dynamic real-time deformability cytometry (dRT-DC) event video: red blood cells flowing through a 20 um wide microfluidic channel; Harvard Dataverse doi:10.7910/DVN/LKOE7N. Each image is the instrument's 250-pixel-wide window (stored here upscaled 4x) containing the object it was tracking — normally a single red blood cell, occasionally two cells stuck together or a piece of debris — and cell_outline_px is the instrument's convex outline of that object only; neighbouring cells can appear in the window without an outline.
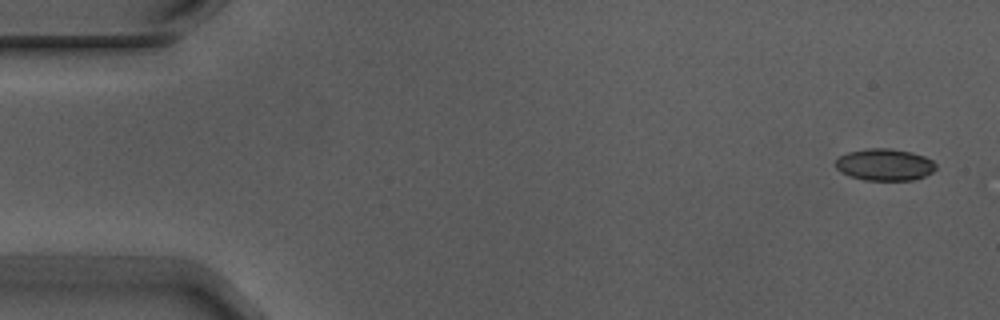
{"species": "Egyptian fruit bat (a non-hibernating species)", "species_latin": "Rousettus aegyptiacus", "temperature_condition": "warm", "stored_images_in_passage": 4, "camera_frame_rate_fps": 3000, "um_per_image_px": 0.085, "animal": {"sex": "male"}, "frame": {"image": 1, "passage_image": 1, "time_ms": 0.0, "image_size_px": [1000, 320], "cell_outline_px": [[936, 168], [932, 172], [924, 176], [912, 180], [864, 180], [848, 176], [840, 172], [836, 168], [836, 160], [840, 156], [848, 152], [868, 148], [888, 148], [912, 152], [924, 156], [932, 160], [936, 164]], "centroid_in_image_um": [75.18, 14.0], "position_along_channel_um": 9.8, "area_um2": 18.67}}
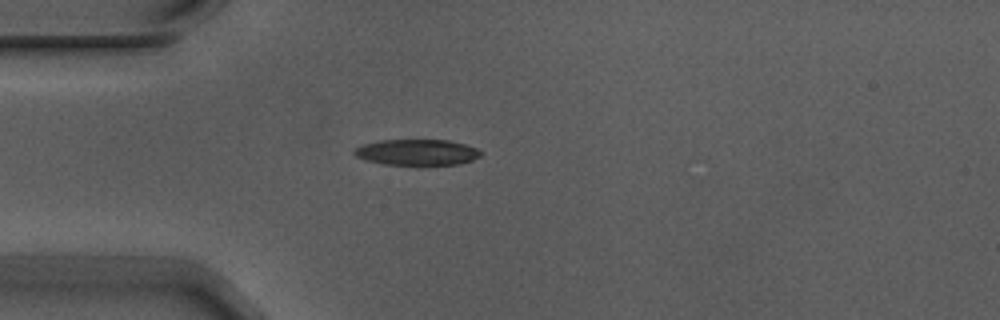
{"frame": {"image": 2, "passage_image": 4, "time_ms": 1.0, "image_size_px": [1000, 320], "cell_outline_px": [[484, 152], [480, 156], [472, 160], [460, 164], [416, 168], [384, 164], [364, 160], [356, 156], [352, 152], [356, 148], [364, 144], [380, 140], [448, 140], [464, 144], [476, 148]], "centroid_in_image_um": [35.46, 13.0], "position_along_channel_um": 49.5, "area_um2": 20.06}}